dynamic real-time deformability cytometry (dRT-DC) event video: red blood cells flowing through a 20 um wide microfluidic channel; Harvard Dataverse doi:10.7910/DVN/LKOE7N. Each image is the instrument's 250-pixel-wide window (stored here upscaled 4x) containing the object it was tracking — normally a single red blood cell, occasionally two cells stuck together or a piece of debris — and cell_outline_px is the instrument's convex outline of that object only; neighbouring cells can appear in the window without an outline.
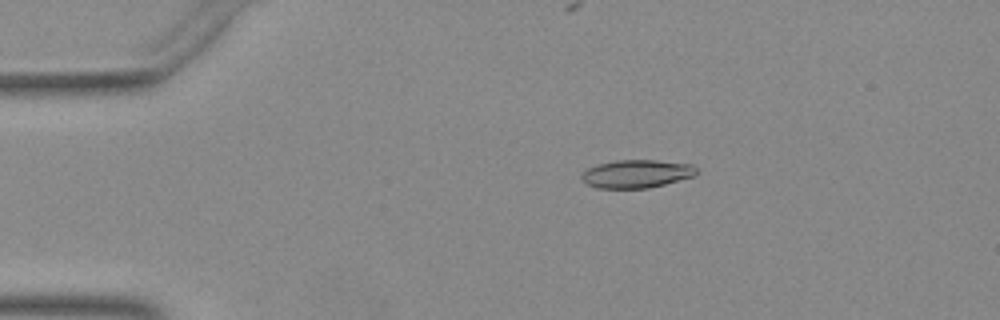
{"species": "Egyptian fruit bat (a non-hibernating species)", "species_latin": "Rousettus aegyptiacus", "temperature_condition": "warm", "stored_images_in_passage": 42, "camera_frame_rate_fps": 3000, "um_per_image_px": 0.085, "animal": {"sex": "female"}, "frame": {"image": 1, "passage_image": 10, "time_ms": 3.0, "image_size_px": [1000, 320], "cell_outline_px": [[696, 176], [648, 188], [596, 188], [588, 184], [580, 176], [588, 168], [600, 164], [616, 160], [656, 160], [692, 164], [696, 168]], "centroid_in_image_um": [54.14, 14.77], "position_along_channel_um": 30.9, "area_um2": 18.67}}
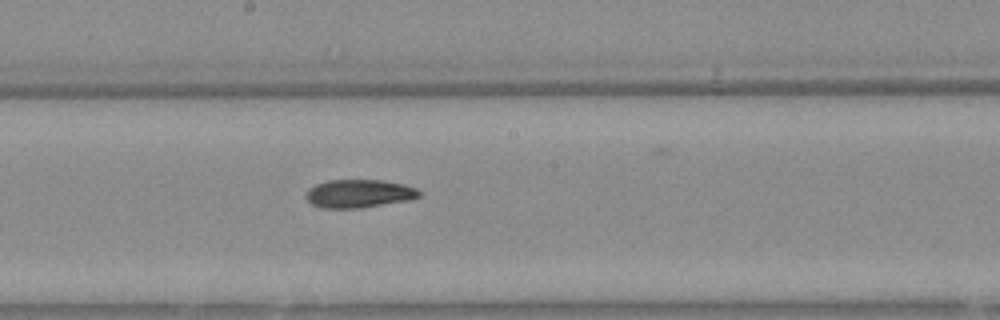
{"frame": {"image": 2, "passage_image": 28, "time_ms": 9.0, "image_size_px": [1000, 320], "cell_outline_px": [[420, 196], [408, 200], [360, 208], [324, 208], [312, 204], [304, 196], [308, 188], [316, 184], [328, 180], [380, 180], [404, 184], [416, 188], [420, 192]], "centroid_in_image_um": [30.48, 16.45], "position_along_channel_um": 217.7, "area_um2": 18.55}}
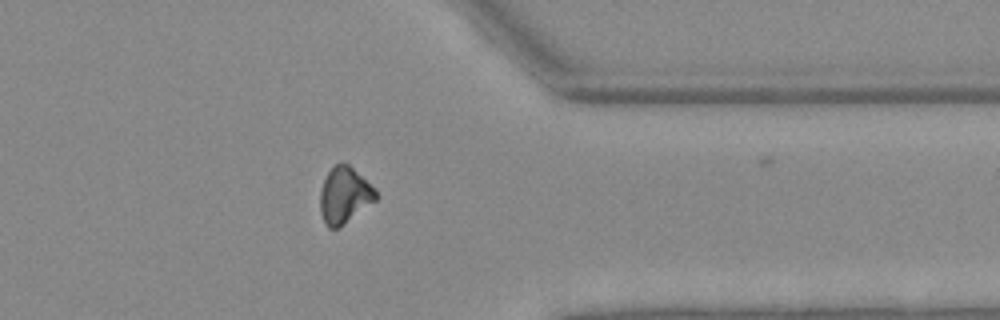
{"frame": {"image": 3, "passage_image": 41, "time_ms": 13.333, "image_size_px": [1000, 320], "cell_outline_px": [[380, 196], [376, 200], [340, 228], [328, 228], [320, 212], [320, 192], [324, 180], [332, 164], [348, 164], [376, 188]], "centroid_in_image_um": [29.3, 16.61], "position_along_channel_um": 382.1, "area_um2": 18.44}}